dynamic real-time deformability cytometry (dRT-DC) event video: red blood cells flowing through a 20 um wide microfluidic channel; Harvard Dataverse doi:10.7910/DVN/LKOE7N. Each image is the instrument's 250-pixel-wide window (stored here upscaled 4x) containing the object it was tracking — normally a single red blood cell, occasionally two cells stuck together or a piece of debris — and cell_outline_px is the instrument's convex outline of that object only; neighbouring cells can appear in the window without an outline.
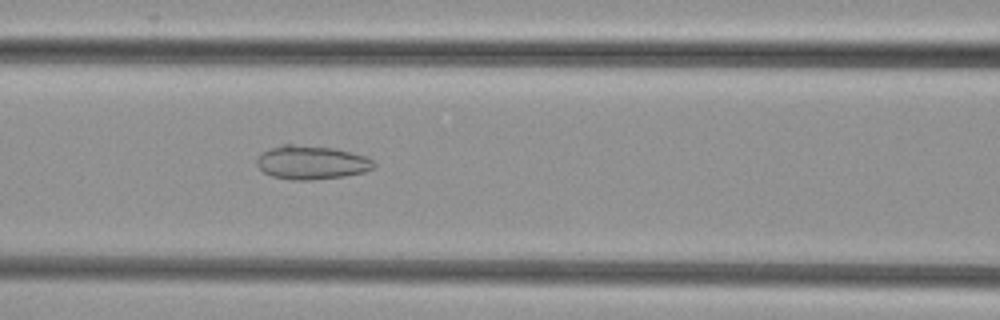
{"species": "common noctule bat (a hibernating species)", "species_latin": "Nyctalus noctula", "temperature_condition": "cold", "stored_images_in_passage": 43, "camera_frame_rate_fps": 3000, "um_per_image_px": 0.085, "animal": {"sex": "female", "body_mass_g": 29.2, "forearm_length_mm": 56.3}, "frame": {"image": 1, "passage_image": 13, "time_ms": 4.0, "image_size_px": [1000, 320], "cell_outline_px": [[376, 164], [372, 168], [364, 172], [344, 176], [312, 180], [292, 180], [272, 176], [264, 172], [256, 164], [256, 160], [260, 152], [284, 144], [292, 144], [336, 148], [368, 156]], "centroid_in_image_um": [26.48, 13.8], "position_along_channel_um": 140.1, "area_um2": 23.12}}
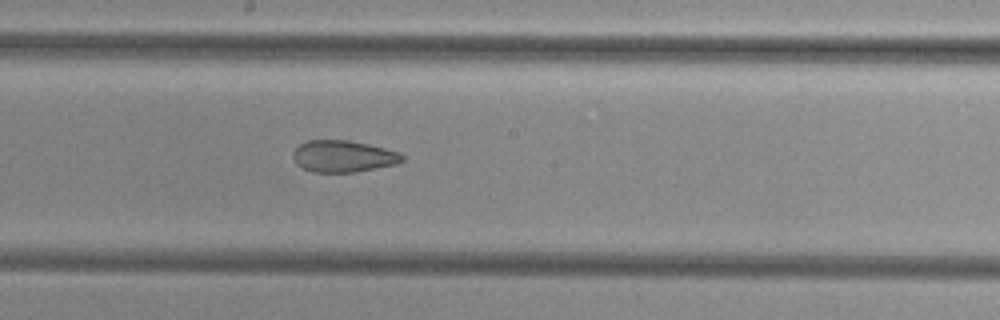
{"frame": {"image": 2, "passage_image": 19, "time_ms": 6.0, "image_size_px": [1000, 320], "cell_outline_px": [[404, 160], [396, 164], [356, 172], [312, 172], [296, 164], [292, 156], [292, 152], [300, 144], [308, 140], [352, 140], [400, 152], [404, 156]], "centroid_in_image_um": [29.17, 13.28], "position_along_channel_um": 219.0, "area_um2": 20.29}}
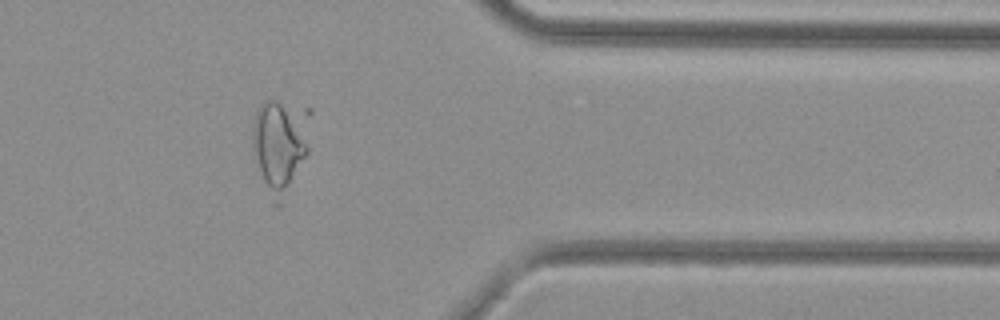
{"frame": {"image": 3, "passage_image": 33, "time_ms": 10.667, "image_size_px": [1000, 320], "cell_outline_px": [[312, 112], [308, 152], [280, 204], [276, 208], [272, 204], [256, 160], [252, 148], [252, 128], [256, 112], [264, 100], [276, 100], [312, 108]], "centroid_in_image_um": [23.84, 12.26], "position_along_channel_um": 387.6, "area_um2": 31.91}}